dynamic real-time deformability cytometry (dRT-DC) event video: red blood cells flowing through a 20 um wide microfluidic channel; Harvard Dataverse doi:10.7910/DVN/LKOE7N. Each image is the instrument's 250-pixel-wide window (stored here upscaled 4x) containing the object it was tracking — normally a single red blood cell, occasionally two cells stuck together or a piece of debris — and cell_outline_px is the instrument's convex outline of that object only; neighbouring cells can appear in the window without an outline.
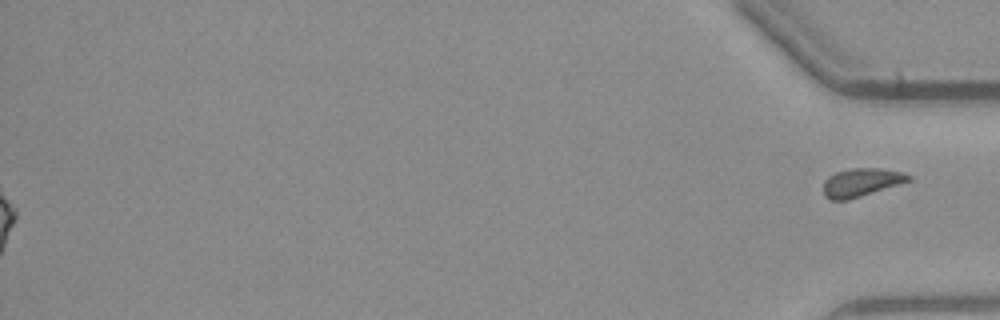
{"species": "common noctule bat (a hibernating species)", "species_latin": "Nyctalus noctula", "temperature_condition": "warm", "stored_images_in_passage": 46, "segment_of_instrument_passage": [2, 2], "camera_frame_rate_fps": 3000, "um_per_image_px": 0.085, "animal": {"sex": "male", "body_mass_g": 23.1, "forearm_length_mm": 52.7}, "frame": {"image": 1, "passage_image": 46, "time_ms": 15.0, "image_size_px": [1000, 320], "cell_outline_px": [[912, 180], [848, 200], [828, 200], [824, 196], [824, 180], [828, 176], [836, 172], [852, 168], [880, 168], [900, 172], [912, 176]], "centroid_in_image_um": [73.18, 15.51], "position_along_channel_um": 362.0, "area_um2": 13.99}}